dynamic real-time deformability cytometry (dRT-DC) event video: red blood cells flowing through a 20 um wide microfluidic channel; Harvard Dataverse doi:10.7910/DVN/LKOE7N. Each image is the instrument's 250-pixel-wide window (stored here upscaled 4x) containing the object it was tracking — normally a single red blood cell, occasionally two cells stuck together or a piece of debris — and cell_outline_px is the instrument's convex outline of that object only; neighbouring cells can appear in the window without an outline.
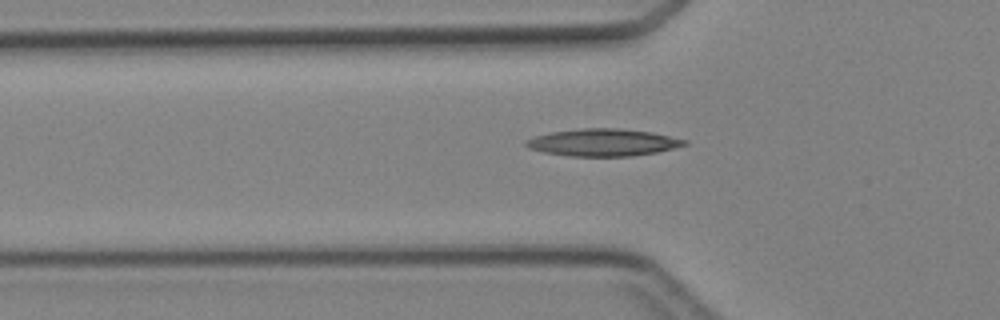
{"species": "Egyptian fruit bat (a non-hibernating species)", "species_latin": "Rousettus aegyptiacus", "temperature_condition": "cold", "stored_images_in_passage": 38, "camera_frame_rate_fps": 3000, "um_per_image_px": 0.085, "animal": {"sex": "female"}, "frame": {"image": 1, "passage_image": 11, "time_ms": 3.333, "image_size_px": [1000, 320], "cell_outline_px": [[688, 144], [656, 152], [632, 156], [568, 156], [544, 152], [528, 148], [524, 144], [524, 140], [536, 136], [552, 132], [580, 128], [620, 128], [652, 132], [688, 140]], "centroid_in_image_um": [51.25, 12.1], "position_along_channel_um": 74.6, "area_um2": 25.14}}
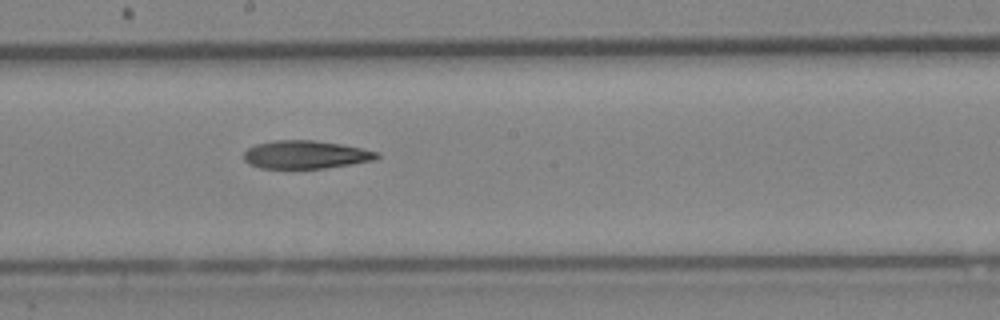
{"frame": {"image": 2, "passage_image": 21, "time_ms": 6.667, "image_size_px": [1000, 320], "cell_outline_px": [[380, 156], [376, 160], [352, 164], [324, 168], [260, 168], [248, 164], [244, 160], [244, 152], [248, 148], [256, 144], [272, 140], [316, 140], [340, 144], [380, 152]], "centroid_in_image_um": [25.98, 13.14], "position_along_channel_um": 222.2, "area_um2": 21.91}}
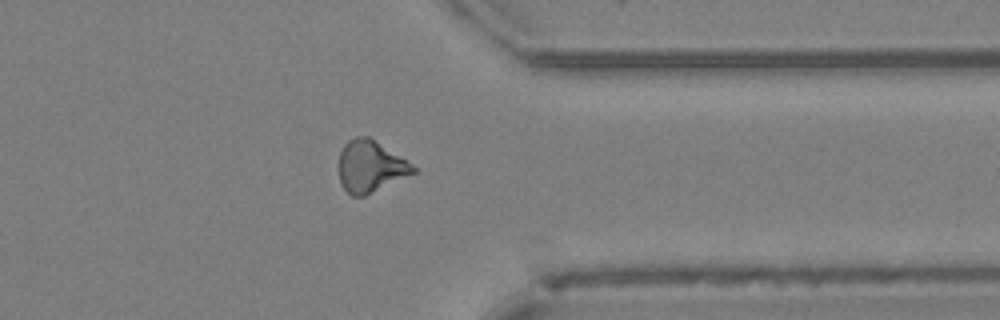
{"frame": {"image": 3, "passage_image": 32, "time_ms": 10.333, "image_size_px": [1000, 320], "cell_outline_px": [[416, 172], [364, 196], [352, 196], [340, 184], [340, 152], [344, 144], [348, 140], [356, 136], [368, 136], [412, 164], [416, 168]], "centroid_in_image_um": [31.47, 14.14], "position_along_channel_um": 379.9, "area_um2": 21.96}}